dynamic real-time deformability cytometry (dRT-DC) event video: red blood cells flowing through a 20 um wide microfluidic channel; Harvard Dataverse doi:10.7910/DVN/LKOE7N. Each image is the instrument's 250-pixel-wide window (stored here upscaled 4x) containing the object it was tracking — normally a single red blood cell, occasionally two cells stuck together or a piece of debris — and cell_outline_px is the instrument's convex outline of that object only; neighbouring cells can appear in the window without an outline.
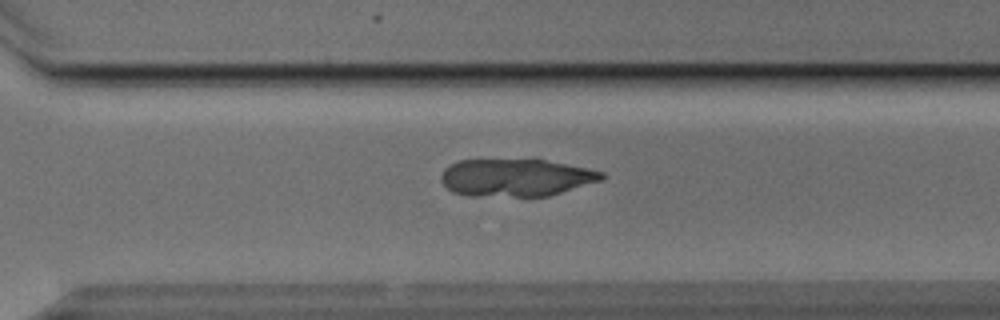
{"species": "Egyptian fruit bat (a non-hibernating species)", "species_latin": "Rousettus aegyptiacus", "temperature_condition": "cold", "stored_images_in_passage": 39, "camera_frame_rate_fps": 3000, "um_per_image_px": 0.085, "animal": {"sex": "male"}, "frame": {"image": 1, "passage_image": 24, "time_ms": 7.667, "image_size_px": [1000, 320], "cell_outline_px": [[604, 176], [600, 180], [548, 196], [468, 196], [452, 192], [444, 184], [440, 176], [444, 168], [460, 160], [544, 160], [588, 168], [604, 172]], "centroid_in_image_um": [43.81, 15.1], "position_along_channel_um": 326.8, "area_um2": 34.74}}
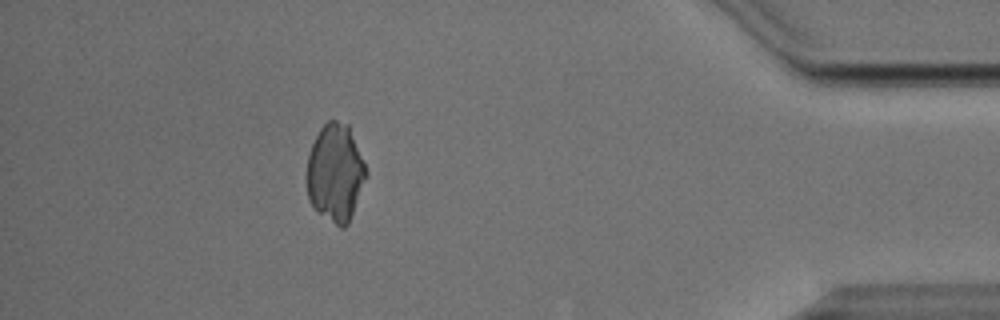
{"frame": {"image": 2, "passage_image": 34, "time_ms": 11.0, "image_size_px": [1000, 320], "cell_outline_px": [[368, 172], [348, 224], [344, 228], [340, 228], [320, 212], [312, 204], [308, 196], [308, 156], [312, 144], [320, 128], [328, 120], [336, 120], [348, 124]], "centroid_in_image_um": [28.52, 14.66], "position_along_channel_um": 406.7, "area_um2": 33.06}}